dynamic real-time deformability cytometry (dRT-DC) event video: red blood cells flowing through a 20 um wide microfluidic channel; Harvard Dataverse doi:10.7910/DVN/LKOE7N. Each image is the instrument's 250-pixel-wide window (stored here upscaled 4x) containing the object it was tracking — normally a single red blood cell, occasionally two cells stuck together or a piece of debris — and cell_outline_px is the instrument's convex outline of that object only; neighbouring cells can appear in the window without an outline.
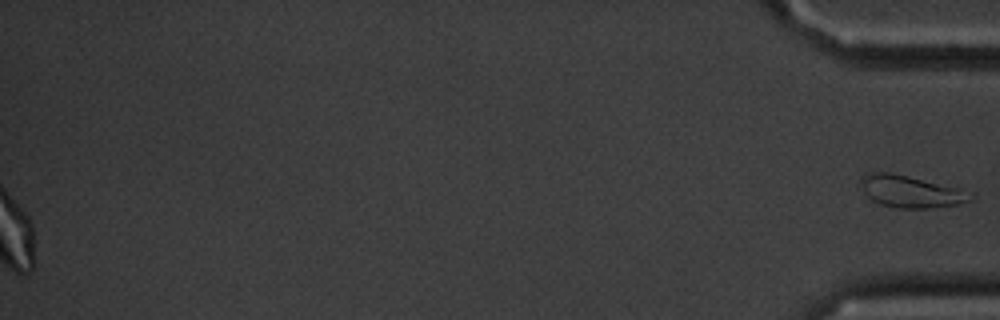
{"species": "common noctule bat (a hibernating species)", "species_latin": "Nyctalus noctula", "temperature_condition": "cold", "stored_images_in_passage": 55, "segment_of_instrument_passage": [2, 2], "camera_frame_rate_fps": 3000, "um_per_image_px": 0.085, "animal": {"sex": "male", "body_mass_g": 20.1, "forearm_length_mm": 53.5}, "frame": {"image": 1, "passage_image": 55, "time_ms": 18.0, "image_size_px": [1000, 320], "cell_outline_px": [[976, 196], [972, 200], [960, 204], [932, 208], [896, 208], [880, 204], [872, 200], [864, 192], [860, 180], [860, 176], [864, 172], [888, 172], [908, 176], [960, 188]], "centroid_in_image_um": [77.41, 16.28], "position_along_channel_um": 357.8, "area_um2": 20.63}}